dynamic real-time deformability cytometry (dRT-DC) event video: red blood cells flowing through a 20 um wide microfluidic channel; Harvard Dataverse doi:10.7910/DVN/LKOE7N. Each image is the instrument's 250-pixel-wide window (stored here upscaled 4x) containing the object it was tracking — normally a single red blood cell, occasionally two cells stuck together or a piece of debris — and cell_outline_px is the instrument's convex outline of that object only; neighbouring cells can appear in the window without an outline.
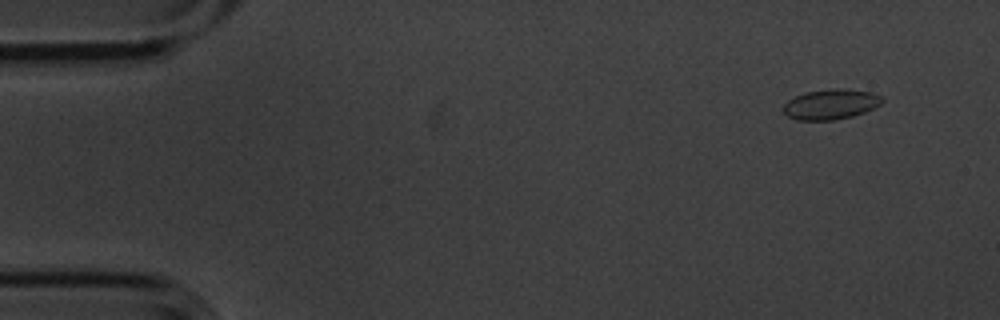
{"species": "common noctule bat (a hibernating species)", "species_latin": "Nyctalus noctula", "temperature_condition": "cold", "stored_images_in_passage": 15, "camera_frame_rate_fps": 3000, "um_per_image_px": 0.085, "animal": {"sex": "male", "body_mass_g": 20.1, "forearm_length_mm": 53.5}, "frame": {"image": 1, "passage_image": 2, "time_ms": 0.333, "image_size_px": [1000, 320], "cell_outline_px": [[884, 100], [880, 104], [864, 112], [852, 116], [832, 120], [796, 120], [788, 116], [780, 108], [788, 100], [804, 92], [836, 88], [872, 92], [880, 96]], "centroid_in_image_um": [70.57, 8.86], "position_along_channel_um": 14.4, "area_um2": 17.28}}
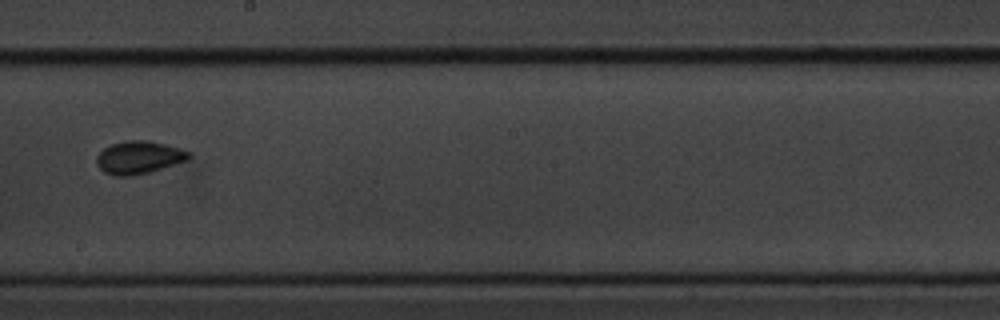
{"frame": {"image": 2, "passage_image": 9, "time_ms": 2.667, "image_size_px": [1000, 320], "cell_outline_px": [[192, 156], [188, 160], [176, 164], [148, 172], [128, 176], [116, 176], [104, 172], [96, 164], [96, 156], [104, 148], [112, 144], [128, 140], [144, 140], [164, 144], [180, 148], [192, 152]], "centroid_in_image_um": [11.82, 13.38], "position_along_channel_um": 236.4, "area_um2": 17.57}}
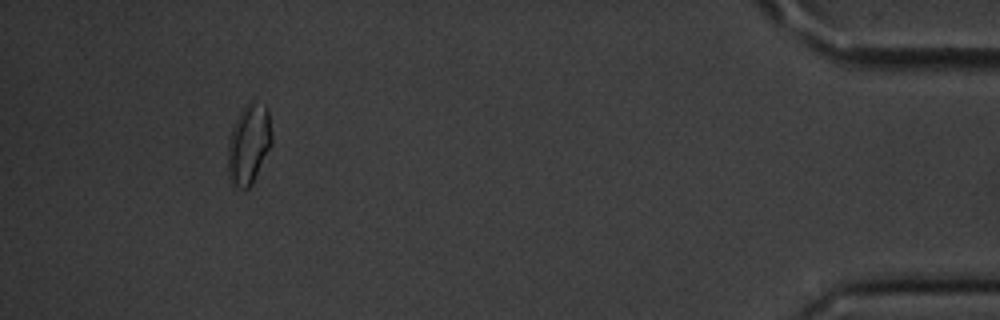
{"frame": {"image": 3, "passage_image": 14, "time_ms": 4.333, "image_size_px": [1000, 320], "cell_outline_px": [[272, 144], [252, 184], [248, 188], [236, 188], [232, 184], [228, 176], [228, 140], [232, 128], [240, 112], [248, 100], [252, 100], [264, 104], [268, 108], [272, 132]], "centroid_in_image_um": [21.16, 12.23], "position_along_channel_um": 414.0, "area_um2": 20.75}}